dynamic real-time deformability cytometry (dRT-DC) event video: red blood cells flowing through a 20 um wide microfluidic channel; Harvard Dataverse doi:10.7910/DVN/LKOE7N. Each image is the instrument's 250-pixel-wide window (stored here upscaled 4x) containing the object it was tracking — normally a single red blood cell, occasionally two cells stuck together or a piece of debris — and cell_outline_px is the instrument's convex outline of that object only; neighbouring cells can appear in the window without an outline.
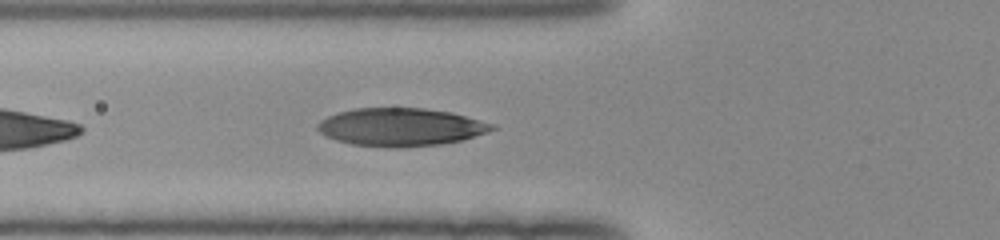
{"species": "human", "species_latin": "Homo sapiens", "temperature_condition": "room temperature", "stored_images_in_passage": 8, "camera_frame_rate_fps": 3000, "um_per_image_px": 0.085, "donor": {"sex": "female"}, "frame": {"image": 1, "passage_image": 5, "time_ms": 1.333, "image_size_px": [1000, 240], "cell_outline_px": [[496, 128], [488, 132], [464, 140], [440, 144], [400, 148], [396, 148], [352, 144], [336, 140], [320, 132], [316, 128], [316, 124], [320, 120], [328, 116], [352, 108], [424, 108], [452, 112], [496, 124]], "centroid_in_image_um": [34.1, 10.8], "position_along_channel_um": 91.7, "area_um2": 38.78}}